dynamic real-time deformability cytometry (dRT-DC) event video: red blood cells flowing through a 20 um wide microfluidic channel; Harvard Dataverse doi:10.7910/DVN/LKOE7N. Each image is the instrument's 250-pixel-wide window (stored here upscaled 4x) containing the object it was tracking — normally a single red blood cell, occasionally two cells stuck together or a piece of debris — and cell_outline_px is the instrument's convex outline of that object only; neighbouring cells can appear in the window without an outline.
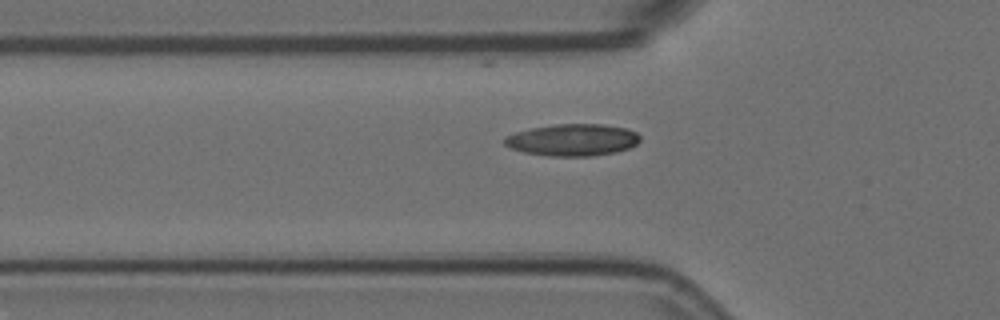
{"species": "Egyptian fruit bat (a non-hibernating species)", "species_latin": "Rousettus aegyptiacus", "temperature_condition": "room temperature", "stored_images_in_passage": 6, "camera_frame_rate_fps": 3000, "um_per_image_px": 0.085, "animal": {"sex": "female"}, "frame": {"image": 1, "passage_image": 6, "time_ms": 1.667, "image_size_px": [1000, 320], "cell_outline_px": [[640, 140], [636, 144], [628, 148], [616, 152], [592, 156], [552, 156], [524, 152], [512, 148], [504, 144], [504, 136], [516, 132], [532, 128], [556, 124], [604, 124], [628, 128], [636, 132], [640, 136]], "centroid_in_image_um": [48.7, 11.88], "position_along_channel_um": 77.1, "area_um2": 25.2}}